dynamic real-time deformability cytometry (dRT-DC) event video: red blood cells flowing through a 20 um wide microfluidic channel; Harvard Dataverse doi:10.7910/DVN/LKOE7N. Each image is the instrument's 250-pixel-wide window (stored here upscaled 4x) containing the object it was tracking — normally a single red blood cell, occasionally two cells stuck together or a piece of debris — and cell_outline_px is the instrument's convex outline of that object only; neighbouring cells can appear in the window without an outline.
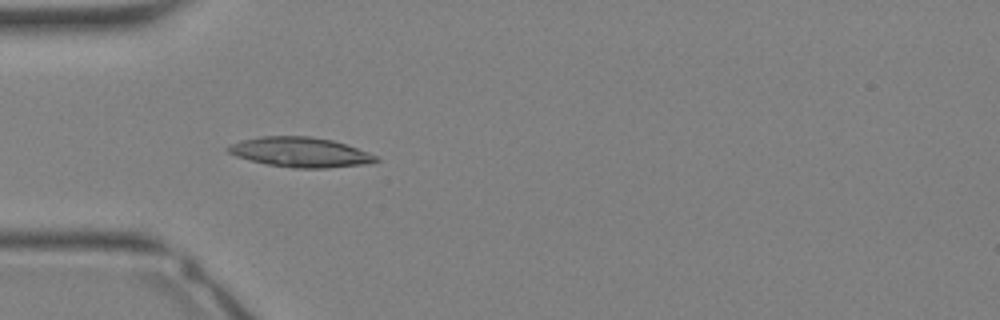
{"species": "Egyptian fruit bat (a non-hibernating species)", "species_latin": "Rousettus aegyptiacus", "temperature_condition": "warm", "stored_images_in_passage": 27, "camera_frame_rate_fps": 3000, "um_per_image_px": 0.085, "animal": {"sex": "female"}, "frame": {"image": 1, "passage_image": 3, "time_ms": 0.667, "image_size_px": [1000, 320], "cell_outline_px": [[380, 160], [368, 164], [324, 168], [292, 168], [268, 164], [236, 156], [228, 152], [224, 148], [240, 140], [260, 136], [308, 136], [332, 140], [368, 152], [376, 156]], "centroid_in_image_um": [25.51, 12.93], "position_along_channel_um": 59.5, "area_um2": 25.55}}
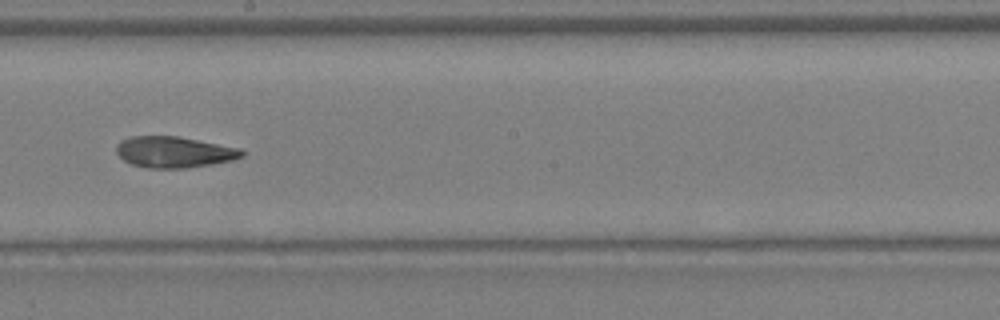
{"frame": {"image": 2, "passage_image": 12, "time_ms": 3.667, "image_size_px": [1000, 320], "cell_outline_px": [[244, 156], [232, 160], [212, 164], [184, 168], [148, 168], [132, 164], [124, 160], [116, 152], [116, 144], [120, 140], [128, 136], [176, 136], [240, 148], [244, 152]], "centroid_in_image_um": [14.77, 12.92], "position_along_channel_um": 233.4, "area_um2": 22.72}}
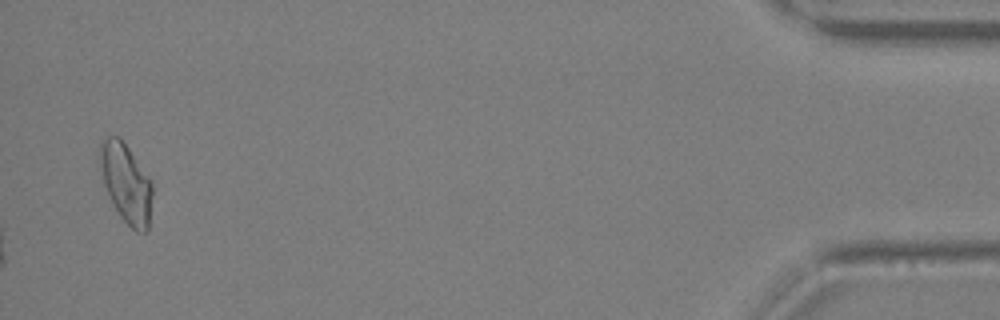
{"frame": {"image": 3, "passage_image": 26, "time_ms": 8.333, "image_size_px": [1000, 320], "cell_outline_px": [[152, 196], [148, 232], [136, 232], [120, 216], [104, 184], [100, 164], [100, 144], [108, 136], [120, 136], [152, 180]], "centroid_in_image_um": [10.75, 15.56], "position_along_channel_um": 424.4, "area_um2": 23.93}}